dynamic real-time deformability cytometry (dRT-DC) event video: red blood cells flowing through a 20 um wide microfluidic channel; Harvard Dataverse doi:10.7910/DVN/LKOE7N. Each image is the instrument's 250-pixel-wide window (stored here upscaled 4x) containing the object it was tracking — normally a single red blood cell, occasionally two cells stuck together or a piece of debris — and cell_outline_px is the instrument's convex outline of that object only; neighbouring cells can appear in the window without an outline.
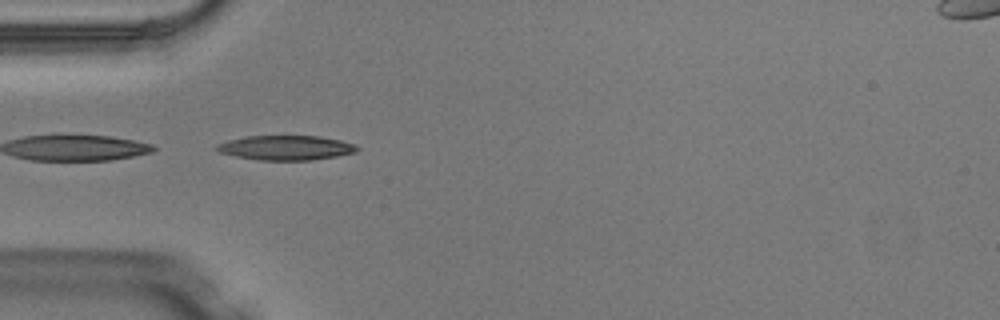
{"species": "Egyptian fruit bat (a non-hibernating species)", "species_latin": "Rousettus aegyptiacus", "temperature_condition": "warm", "stored_images_in_passage": 4, "segment_of_instrument_passage": [2, 2], "camera_frame_rate_fps": 3000, "um_per_image_px": 0.085, "animal": {"sex": "male"}, "frame": {"image": 1, "passage_image": 3, "time_ms": 0.667, "image_size_px": [1000, 320], "cell_outline_px": [[360, 148], [356, 152], [336, 156], [312, 160], [260, 160], [236, 156], [220, 152], [212, 148], [216, 144], [228, 140], [248, 136], [320, 136], [340, 140], [356, 144]], "centroid_in_image_um": [24.3, 12.55], "position_along_channel_um": 60.7, "area_um2": 20.17}}